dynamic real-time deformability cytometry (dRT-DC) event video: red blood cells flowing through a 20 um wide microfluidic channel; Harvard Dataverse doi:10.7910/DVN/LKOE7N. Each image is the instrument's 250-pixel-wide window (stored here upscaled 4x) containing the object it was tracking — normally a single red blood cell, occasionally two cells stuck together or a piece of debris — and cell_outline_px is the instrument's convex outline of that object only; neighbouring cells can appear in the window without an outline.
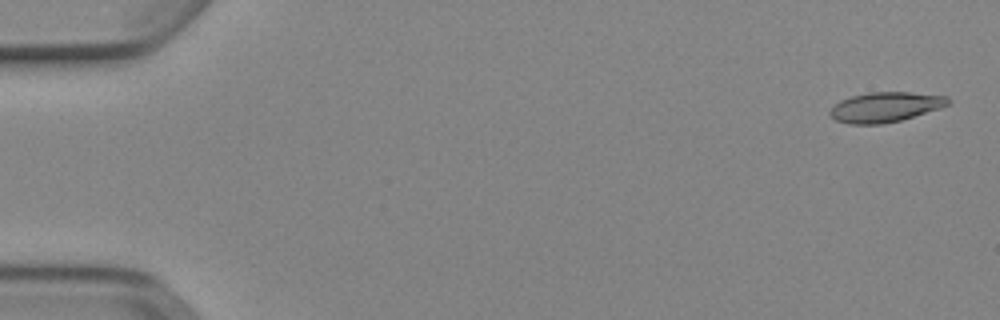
{"species": "Egyptian fruit bat (a non-hibernating species)", "species_latin": "Rousettus aegyptiacus", "temperature_condition": "cold", "stored_images_in_passage": 52, "camera_frame_rate_fps": 3000, "um_per_image_px": 0.085, "animal": {"sex": "female"}, "frame": {"image": 1, "passage_image": 2, "time_ms": 0.333, "image_size_px": [1000, 320], "cell_outline_px": [[952, 100], [948, 104], [940, 108], [900, 120], [884, 124], [848, 124], [836, 120], [828, 116], [828, 112], [840, 100], [852, 96], [868, 92], [908, 92], [948, 96]], "centroid_in_image_um": [75.23, 9.1], "position_along_channel_um": 9.8, "area_um2": 20.63}}
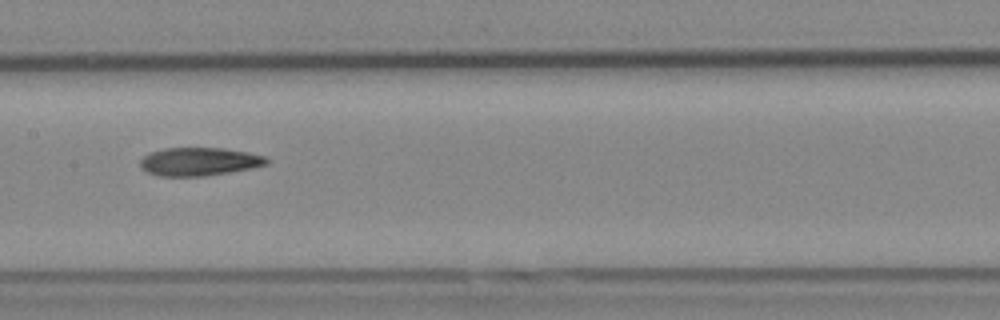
{"frame": {"image": 2, "passage_image": 27, "time_ms": 8.667, "image_size_px": [1000, 320], "cell_outline_px": [[268, 164], [252, 168], [204, 176], [160, 176], [148, 172], [140, 168], [140, 160], [148, 152], [164, 148], [224, 148], [248, 152], [268, 156]], "centroid_in_image_um": [16.93, 13.73], "position_along_channel_um": 190.5, "area_um2": 20.92}}
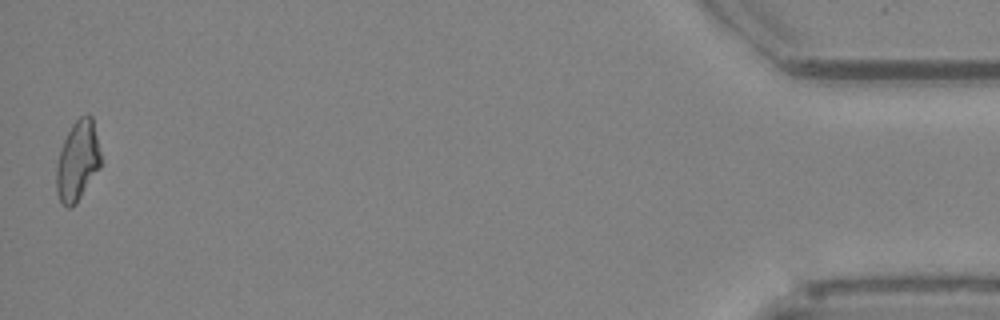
{"frame": {"image": 3, "passage_image": 52, "time_ms": 17.0, "image_size_px": [1000, 320], "cell_outline_px": [[100, 168], [76, 204], [72, 208], [68, 208], [60, 200], [56, 192], [56, 164], [64, 140], [72, 124], [80, 116], [88, 112], [92, 116], [100, 152]], "centroid_in_image_um": [6.59, 13.68], "position_along_channel_um": 428.6, "area_um2": 20.69}, "authors_computed_cell_mechanics": {"area_um2": 20.9236, "velocity_mm_per_s": 3.9025, "shape_relaxation_time_tau1_ms": 5.6447, "shape_relaxation_time_tau2_ms": 5.1838, "deformation_change_tau1": 0.1848, "deformation_change_tau2": 0.1603}}